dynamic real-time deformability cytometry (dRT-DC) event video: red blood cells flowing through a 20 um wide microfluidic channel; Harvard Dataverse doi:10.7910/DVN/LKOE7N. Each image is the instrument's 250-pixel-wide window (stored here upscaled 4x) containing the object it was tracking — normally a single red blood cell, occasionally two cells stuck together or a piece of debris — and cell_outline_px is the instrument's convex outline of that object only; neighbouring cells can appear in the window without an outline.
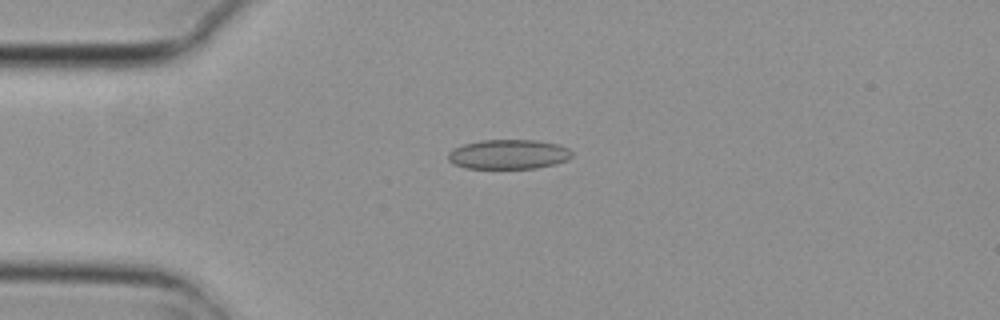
{"species": "common noctule bat (a hibernating species)", "species_latin": "Nyctalus noctula", "temperature_condition": "cold", "stored_images_in_passage": 5, "camera_frame_rate_fps": 3000, "um_per_image_px": 0.085, "animal": {"sex": "female", "body_mass_g": 29.2, "forearm_length_mm": 56.3}, "frame": {"image": 1, "passage_image": 4, "time_ms": 1.0, "image_size_px": [1000, 320], "cell_outline_px": [[572, 156], [568, 160], [556, 164], [536, 168], [464, 168], [452, 164], [448, 160], [448, 152], [464, 144], [480, 140], [536, 140], [556, 144], [568, 148], [572, 152]], "centroid_in_image_um": [43.22, 13.12], "position_along_channel_um": 41.8, "area_um2": 21.39}}